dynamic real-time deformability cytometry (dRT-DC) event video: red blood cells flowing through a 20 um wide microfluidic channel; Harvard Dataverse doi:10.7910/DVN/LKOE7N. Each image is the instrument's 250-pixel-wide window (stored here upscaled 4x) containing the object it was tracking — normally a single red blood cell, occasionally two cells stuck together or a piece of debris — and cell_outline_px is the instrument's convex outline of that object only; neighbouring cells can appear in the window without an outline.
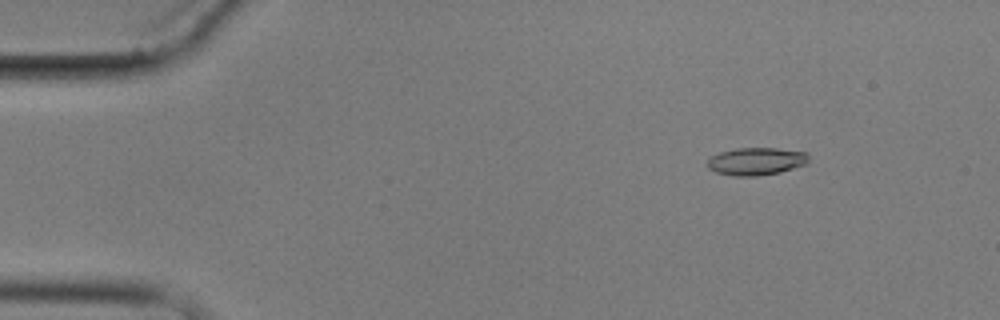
{"species": "common noctule bat (a hibernating species)", "species_latin": "Nyctalus noctula", "temperature_condition": "cold", "stored_images_in_passage": 6, "camera_frame_rate_fps": 3000, "um_per_image_px": 0.085, "animal": {"sex": "male", "body_mass_g": 17.9}, "frame": {"image": 1, "passage_image": 3, "time_ms": 2.333, "image_size_px": [1000, 320], "cell_outline_px": [[808, 164], [780, 172], [756, 176], [732, 176], [716, 172], [708, 168], [708, 160], [712, 156], [720, 152], [736, 148], [776, 148], [808, 152]], "centroid_in_image_um": [64.3, 13.71], "position_along_channel_um": 20.7, "area_um2": 16.36}}